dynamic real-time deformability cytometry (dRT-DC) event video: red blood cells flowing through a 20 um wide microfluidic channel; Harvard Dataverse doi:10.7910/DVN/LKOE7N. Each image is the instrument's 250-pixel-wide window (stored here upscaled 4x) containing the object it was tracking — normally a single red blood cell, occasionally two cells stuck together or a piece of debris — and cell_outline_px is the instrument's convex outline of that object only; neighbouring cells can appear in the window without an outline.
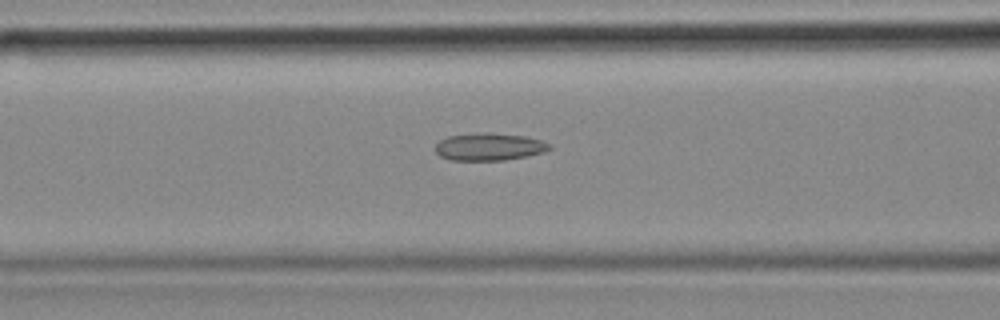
{"species": "common noctule bat (a hibernating species)", "species_latin": "Nyctalus noctula", "temperature_condition": "cold", "stored_images_in_passage": 48, "camera_frame_rate_fps": 3000, "um_per_image_px": 0.085, "animal": {"sex": "female", "body_mass_g": 18.4}, "frame": {"image": 1, "passage_image": 21, "time_ms": 6.667, "image_size_px": [1000, 320], "cell_outline_px": [[552, 148], [544, 152], [504, 160], [452, 160], [440, 156], [436, 152], [436, 144], [440, 140], [448, 136], [524, 136], [540, 140], [552, 144]], "centroid_in_image_um": [41.61, 12.54], "position_along_channel_um": 125.0, "area_um2": 16.99}, "authors_computed_cell_mechanics": {"area_um2": 17.6001, "velocity_mm_per_s": 3.6807, "shape_relaxation_time_tau1_ms": null, "shape_relaxation_time_tau2_ms": 9.0679, "deformation_change_tau1": null, "deformation_change_tau2": 0.1952}}